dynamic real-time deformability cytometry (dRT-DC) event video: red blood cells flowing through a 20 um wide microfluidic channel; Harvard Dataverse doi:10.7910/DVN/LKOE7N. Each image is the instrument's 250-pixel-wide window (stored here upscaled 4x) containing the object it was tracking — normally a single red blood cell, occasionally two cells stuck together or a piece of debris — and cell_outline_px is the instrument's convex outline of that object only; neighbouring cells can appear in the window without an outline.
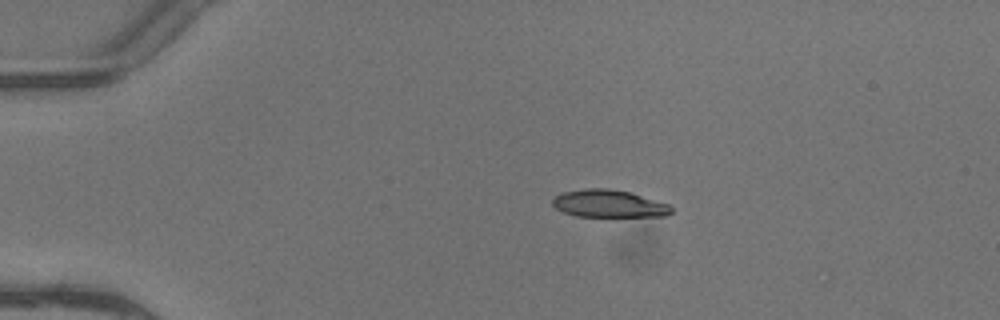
{"species": "common noctule bat (a hibernating species)", "species_latin": "Nyctalus noctula", "temperature_condition": "warm", "stored_images_in_passage": 4, "camera_frame_rate_fps": 3000, "um_per_image_px": 0.085, "animal": {"sex": "female"}, "frame": {"image": 1, "passage_image": 1, "time_ms": 0.0, "image_size_px": [1000, 320], "cell_outline_px": [[672, 212], [668, 216], [576, 216], [564, 212], [556, 208], [552, 204], [552, 200], [560, 192], [584, 188], [608, 188], [632, 192], [668, 204], [672, 208]], "centroid_in_image_um": [51.75, 17.3], "position_along_channel_um": 33.3, "area_um2": 19.13}}
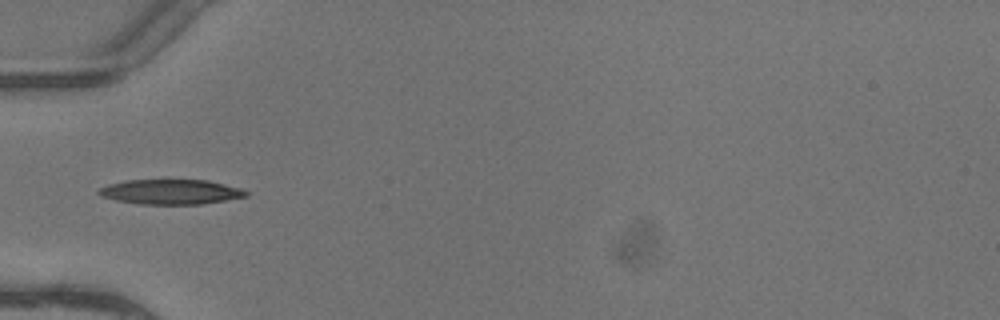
{"frame": {"image": 2, "passage_image": 3, "time_ms": 0.667, "image_size_px": [1000, 320], "cell_outline_px": [[248, 196], [204, 204], [140, 204], [116, 200], [100, 196], [96, 192], [100, 188], [108, 184], [128, 180], [208, 180], [244, 188], [248, 192]], "centroid_in_image_um": [14.55, 16.3], "position_along_channel_um": 70.4, "area_um2": 21.5}}
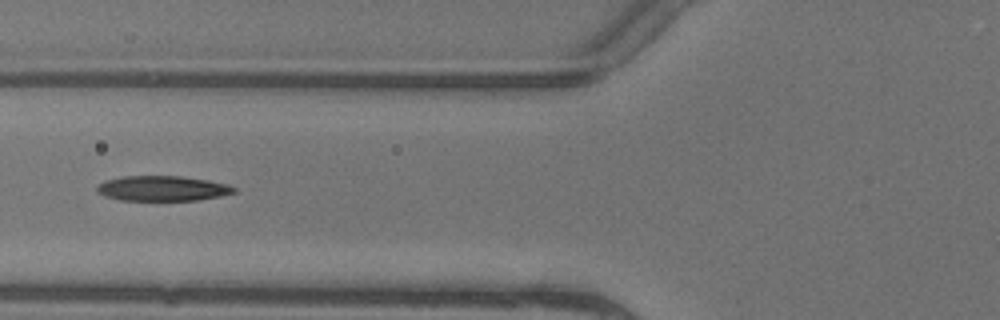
{"frame": {"image": 3, "passage_image": 4, "time_ms": 1.0, "image_size_px": [1000, 320], "cell_outline_px": [[236, 192], [220, 196], [196, 200], [120, 200], [104, 196], [96, 192], [96, 188], [104, 180], [124, 176], [180, 176], [208, 180], [228, 184], [236, 188]], "centroid_in_image_um": [13.8, 16.01], "position_along_channel_um": 112.0, "area_um2": 20.06}}